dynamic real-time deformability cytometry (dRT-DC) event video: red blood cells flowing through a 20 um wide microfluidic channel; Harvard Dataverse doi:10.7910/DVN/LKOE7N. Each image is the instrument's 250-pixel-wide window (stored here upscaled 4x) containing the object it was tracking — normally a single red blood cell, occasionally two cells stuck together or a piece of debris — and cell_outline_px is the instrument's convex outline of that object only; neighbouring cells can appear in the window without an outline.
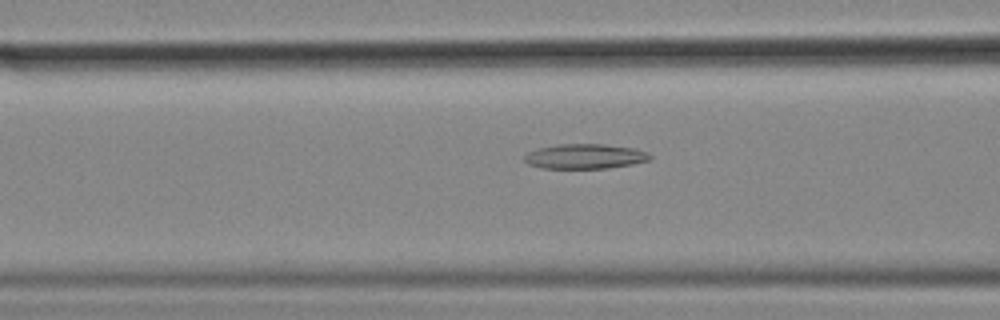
{"species": "common noctule bat (a hibernating species)", "species_latin": "Nyctalus noctula", "temperature_condition": "cold", "stored_images_in_passage": 56, "camera_frame_rate_fps": 3000, "um_per_image_px": 0.085, "animal": {"sex": "female", "body_mass_g": 18.4}, "frame": {"image": 1, "passage_image": 22, "time_ms": 7.0, "image_size_px": [1000, 320], "cell_outline_px": [[652, 160], [632, 164], [608, 168], [540, 168], [528, 164], [524, 160], [524, 156], [528, 152], [536, 148], [556, 144], [604, 144], [636, 148], [648, 152], [652, 156]], "centroid_in_image_um": [49.74, 13.28], "position_along_channel_um": 116.9, "area_um2": 18.44}}
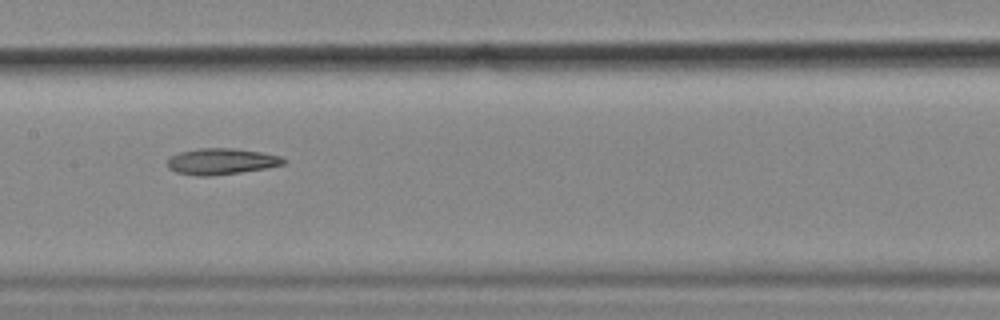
{"frame": {"image": 2, "passage_image": 28, "time_ms": 9.0, "image_size_px": [1000, 320], "cell_outline_px": [[284, 164], [264, 168], [240, 172], [208, 176], [196, 176], [176, 172], [168, 168], [168, 160], [172, 156], [180, 152], [196, 148], [232, 148], [260, 152], [280, 156], [284, 160]], "centroid_in_image_um": [18.77, 13.72], "position_along_channel_um": 188.6, "area_um2": 17.46}}
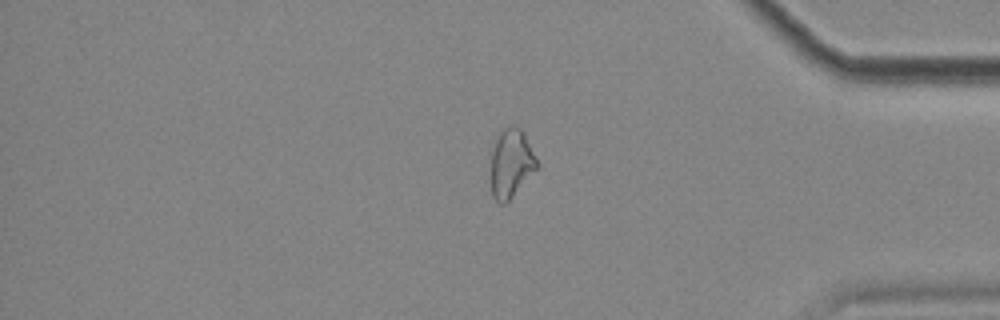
{"frame": {"image": 3, "passage_image": 47, "time_ms": 15.333, "image_size_px": [1000, 320], "cell_outline_px": [[540, 164], [512, 196], [504, 204], [500, 204], [492, 196], [488, 156], [500, 132], [504, 128], [520, 128], [524, 132]], "centroid_in_image_um": [43.4, 13.89], "position_along_channel_um": 391.8, "area_um2": 18.61}}